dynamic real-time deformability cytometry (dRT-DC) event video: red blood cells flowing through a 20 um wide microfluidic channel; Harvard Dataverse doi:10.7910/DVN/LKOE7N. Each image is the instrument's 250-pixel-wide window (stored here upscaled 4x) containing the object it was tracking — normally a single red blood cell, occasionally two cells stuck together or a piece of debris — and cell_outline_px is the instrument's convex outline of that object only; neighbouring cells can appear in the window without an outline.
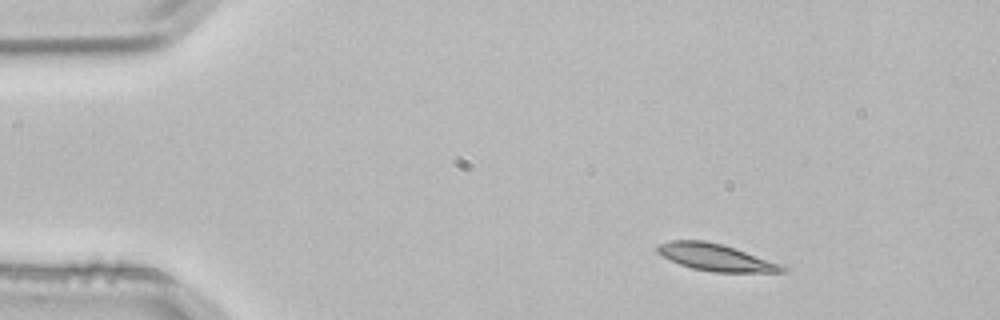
{"species": "common noctule bat (a hibernating species)", "species_latin": "Nyctalus noctula", "temperature_condition": "room temperature", "stored_images_in_passage": 5, "segment_of_instrument_passage": [2, 2], "camera_frame_rate_fps": 3000, "um_per_image_px": 0.085, "animal": {"sex": "male", "body_mass_g": 21.5, "forearm_length_mm": 52.0}, "frame": {"image": 1, "passage_image": 5, "time_ms": 1.333, "image_size_px": [1000, 320], "cell_outline_px": [[788, 268], [784, 272], [712, 272], [692, 268], [680, 264], [656, 252], [656, 248], [660, 244], [672, 240], [704, 240], [720, 244], [780, 264]], "centroid_in_image_um": [60.81, 21.88], "position_along_channel_um": 24.2, "area_um2": 19.07}}